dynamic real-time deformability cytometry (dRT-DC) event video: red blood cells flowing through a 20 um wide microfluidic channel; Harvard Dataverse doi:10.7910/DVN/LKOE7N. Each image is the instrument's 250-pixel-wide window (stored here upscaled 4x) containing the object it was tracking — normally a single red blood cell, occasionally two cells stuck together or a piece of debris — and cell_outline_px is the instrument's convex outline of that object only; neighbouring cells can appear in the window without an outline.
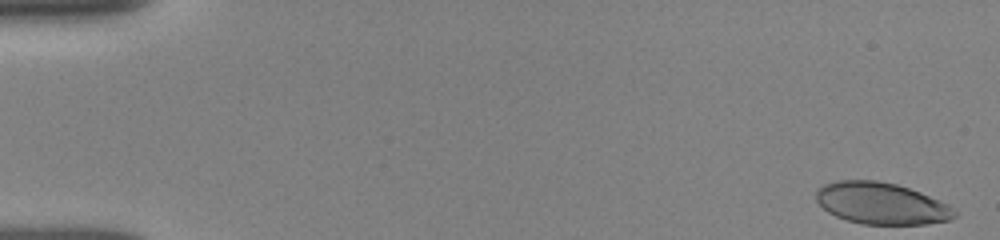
{"species": "human", "species_latin": "Homo sapiens", "temperature_condition": "room temperature", "stored_images_in_passage": 20, "camera_frame_rate_fps": 3000, "um_per_image_px": 0.085, "donor": {"sex": "female"}, "frame": {"image": 1, "passage_image": 1, "time_ms": 0.0, "image_size_px": [1000, 240], "cell_outline_px": [[956, 216], [948, 220], [924, 224], [860, 224], [836, 216], [828, 212], [816, 200], [816, 188], [824, 184], [836, 180], [876, 180], [896, 184], [920, 192], [948, 204], [956, 212]], "centroid_in_image_um": [74.88, 17.28], "position_along_channel_um": 10.1, "area_um2": 33.52}}
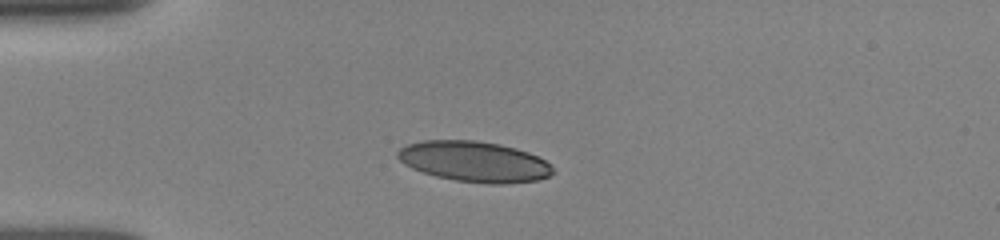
{"frame": {"image": 2, "passage_image": 14, "time_ms": 4.0, "image_size_px": [1000, 240], "cell_outline_px": [[556, 172], [548, 176], [536, 180], [500, 184], [488, 184], [456, 180], [436, 176], [412, 168], [404, 164], [396, 156], [396, 152], [400, 148], [408, 144], [424, 140], [476, 140], [500, 144], [516, 148], [528, 152], [544, 160]], "centroid_in_image_um": [40.29, 13.72], "position_along_channel_um": 44.7, "area_um2": 36.53}}
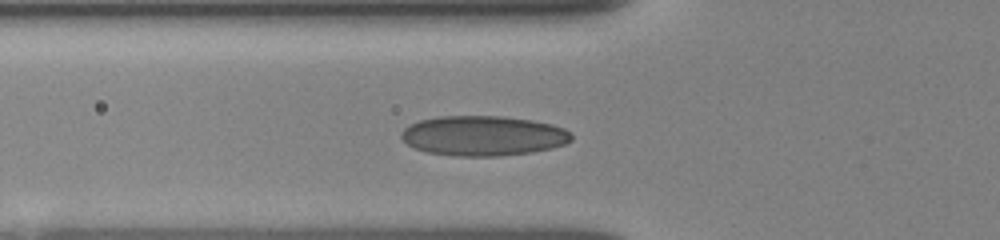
{"frame": {"image": 3, "passage_image": 20, "time_ms": 5.667, "image_size_px": [1000, 240], "cell_outline_px": [[572, 140], [564, 144], [552, 148], [532, 152], [500, 156], [456, 156], [428, 152], [416, 148], [408, 144], [400, 136], [400, 132], [404, 128], [420, 120], [436, 116], [504, 116], [532, 120], [552, 124], [564, 128], [572, 136]], "centroid_in_image_um": [41.08, 11.53], "position_along_channel_um": 84.7, "area_um2": 39.65}}